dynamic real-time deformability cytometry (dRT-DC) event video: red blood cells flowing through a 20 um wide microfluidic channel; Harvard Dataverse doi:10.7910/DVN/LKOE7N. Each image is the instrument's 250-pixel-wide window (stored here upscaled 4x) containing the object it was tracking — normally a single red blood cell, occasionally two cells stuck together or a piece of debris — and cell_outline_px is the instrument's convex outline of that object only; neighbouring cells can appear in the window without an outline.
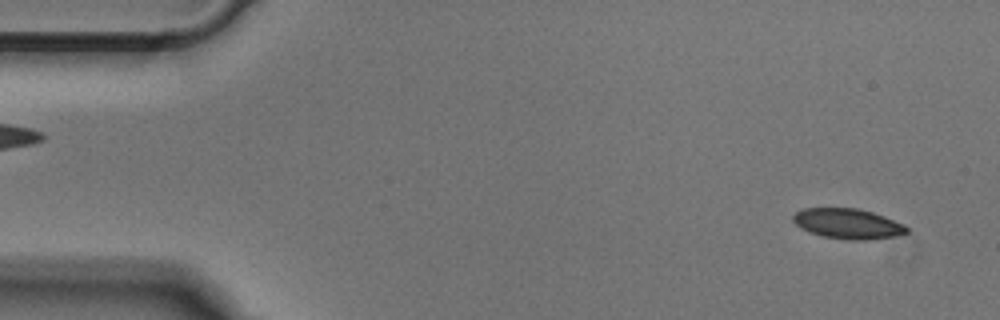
{"species": "Egyptian fruit bat (a non-hibernating species)", "species_latin": "Rousettus aegyptiacus", "temperature_condition": "cold", "stored_images_in_passage": 49, "camera_frame_rate_fps": 3000, "um_per_image_px": 0.085, "animal": {"sex": "male"}, "frame": {"image": 1, "passage_image": 2, "time_ms": 0.333, "image_size_px": [1000, 320], "cell_outline_px": [[908, 232], [892, 236], [868, 240], [848, 240], [820, 236], [808, 232], [800, 228], [792, 220], [792, 216], [796, 212], [804, 208], [856, 208], [872, 212], [884, 216], [904, 224], [908, 228]], "centroid_in_image_um": [72.02, 19.02], "position_along_channel_um": 13.0, "area_um2": 20.06}}
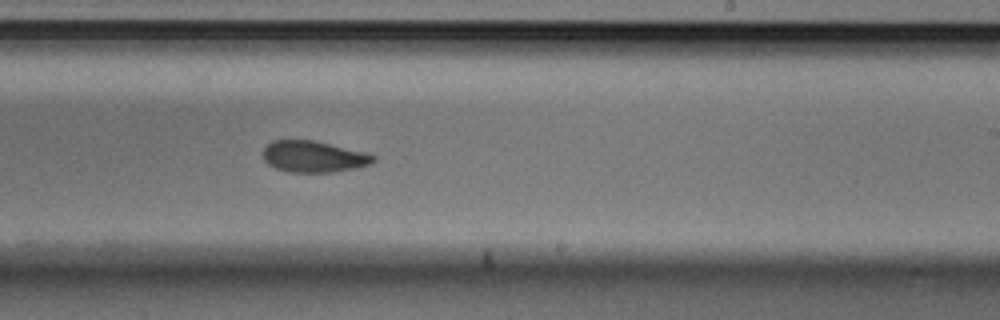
{"frame": {"image": 2, "passage_image": 29, "time_ms": 9.333, "image_size_px": [1000, 320], "cell_outline_px": [[376, 160], [372, 164], [356, 168], [332, 172], [288, 172], [276, 168], [268, 164], [264, 160], [264, 148], [272, 140], [312, 140], [364, 152], [376, 156]], "centroid_in_image_um": [26.67, 13.32], "position_along_channel_um": 262.3, "area_um2": 20.06}}
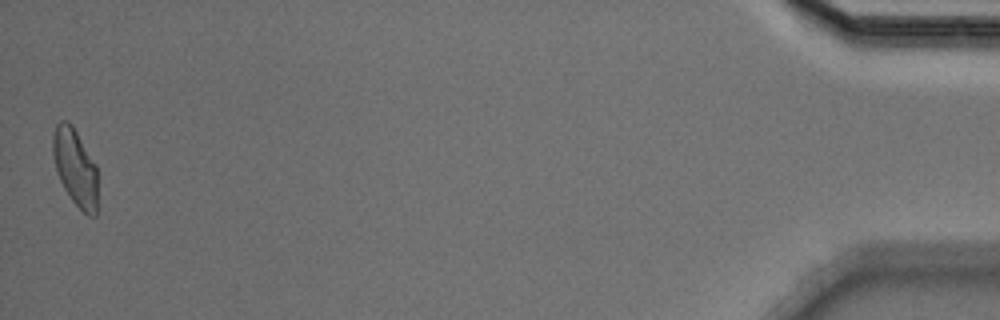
{"frame": {"image": 3, "passage_image": 49, "time_ms": 16.0, "image_size_px": [1000, 320], "cell_outline_px": [[96, 216], [88, 216], [72, 200], [64, 188], [56, 172], [52, 152], [52, 136], [56, 124], [60, 120], [68, 120], [72, 124], [96, 164]], "centroid_in_image_um": [6.36, 14.18], "position_along_channel_um": 428.8, "area_um2": 20.11}}